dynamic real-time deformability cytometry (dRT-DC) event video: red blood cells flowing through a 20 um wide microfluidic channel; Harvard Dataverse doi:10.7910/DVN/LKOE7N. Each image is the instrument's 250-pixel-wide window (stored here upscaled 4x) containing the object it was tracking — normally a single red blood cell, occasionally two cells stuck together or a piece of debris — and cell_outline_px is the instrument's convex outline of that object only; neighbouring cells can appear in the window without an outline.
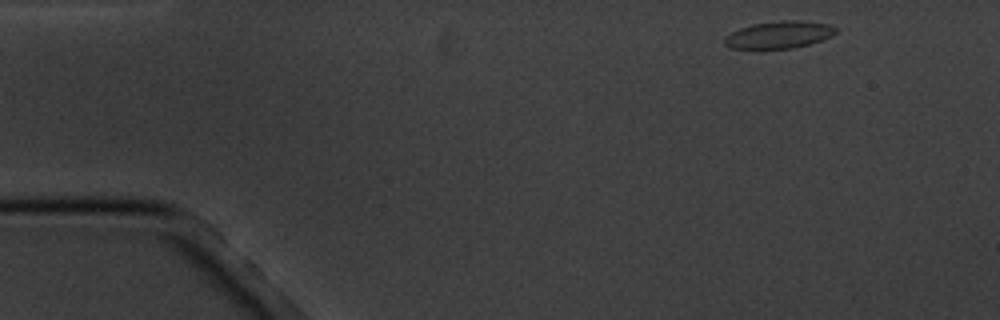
{"species": "common noctule bat (a hibernating species)", "species_latin": "Nyctalus noctula", "temperature_condition": "cold", "stored_images_in_passage": 4, "camera_frame_rate_fps": 3000, "um_per_image_px": 0.085, "animal": {"sex": "male", "body_mass_g": 20.1, "forearm_length_mm": 53.5}, "frame": {"image": 1, "passage_image": 1, "time_ms": 0.0, "image_size_px": [1000, 320], "cell_outline_px": [[836, 32], [832, 36], [808, 44], [792, 48], [756, 52], [732, 48], [724, 44], [724, 36], [740, 28], [752, 24], [784, 20], [804, 20], [828, 24], [836, 28]], "centroid_in_image_um": [66.14, 3.0], "position_along_channel_um": 18.9, "area_um2": 18.32}}